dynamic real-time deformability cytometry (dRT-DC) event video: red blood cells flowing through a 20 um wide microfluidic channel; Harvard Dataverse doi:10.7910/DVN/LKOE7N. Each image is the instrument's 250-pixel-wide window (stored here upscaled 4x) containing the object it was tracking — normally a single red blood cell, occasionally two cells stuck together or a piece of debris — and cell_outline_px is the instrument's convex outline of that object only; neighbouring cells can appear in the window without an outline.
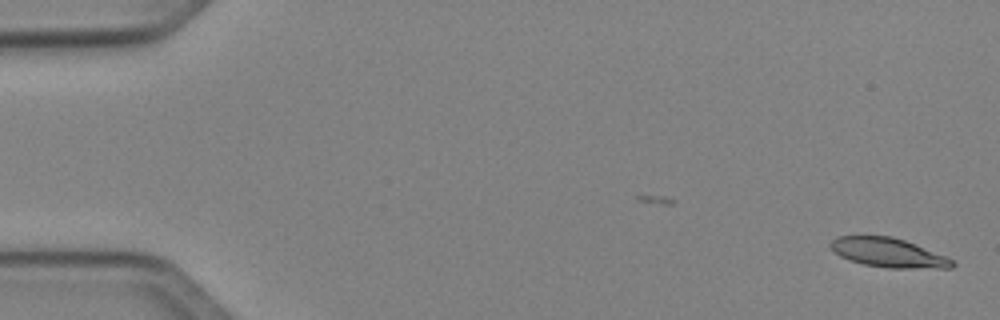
{"species": "Egyptian fruit bat (a non-hibernating species)", "species_latin": "Rousettus aegyptiacus", "temperature_condition": "cold", "stored_images_in_passage": 2, "camera_frame_rate_fps": 3000, "um_per_image_px": 0.085, "animal": {"sex": "female"}, "frame": {"image": 1, "passage_image": 2, "time_ms": 1.0, "image_size_px": [1000, 320], "cell_outline_px": [[956, 264], [952, 268], [888, 268], [864, 264], [848, 260], [840, 256], [828, 244], [832, 240], [840, 236], [892, 236], [904, 240], [944, 256], [952, 260]], "centroid_in_image_um": [75.49, 21.48], "position_along_channel_um": 9.5, "area_um2": 20.4}}